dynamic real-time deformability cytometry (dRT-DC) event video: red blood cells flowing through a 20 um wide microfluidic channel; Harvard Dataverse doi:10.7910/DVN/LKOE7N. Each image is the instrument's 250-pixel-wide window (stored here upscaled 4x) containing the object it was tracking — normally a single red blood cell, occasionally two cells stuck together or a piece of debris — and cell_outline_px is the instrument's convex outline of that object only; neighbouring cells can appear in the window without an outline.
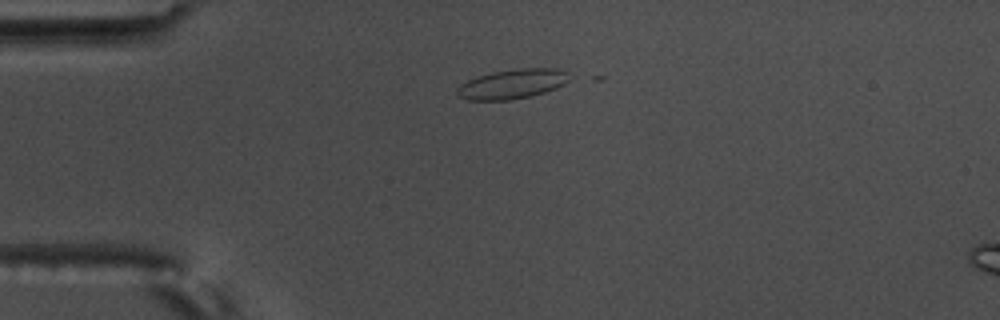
{"species": "common noctule bat (a hibernating species)", "species_latin": "Nyctalus noctula", "temperature_condition": "warm", "stored_images_in_passage": 1, "camera_frame_rate_fps": 3000, "um_per_image_px": 0.085, "animal": {"sex": "male", "body_mass_g": 17.5, "forearm_length_mm": 52.3}, "frame": {"image": 1, "passage_image": 1, "time_ms": 0.0, "image_size_px": [1000, 320], "cell_outline_px": [[568, 80], [564, 84], [556, 88], [532, 96], [512, 100], [468, 100], [456, 96], [456, 88], [460, 84], [476, 76], [492, 72], [520, 68], [556, 68], [568, 72]], "centroid_in_image_um": [43.51, 7.14], "position_along_channel_um": 41.5, "area_um2": 19.54}}